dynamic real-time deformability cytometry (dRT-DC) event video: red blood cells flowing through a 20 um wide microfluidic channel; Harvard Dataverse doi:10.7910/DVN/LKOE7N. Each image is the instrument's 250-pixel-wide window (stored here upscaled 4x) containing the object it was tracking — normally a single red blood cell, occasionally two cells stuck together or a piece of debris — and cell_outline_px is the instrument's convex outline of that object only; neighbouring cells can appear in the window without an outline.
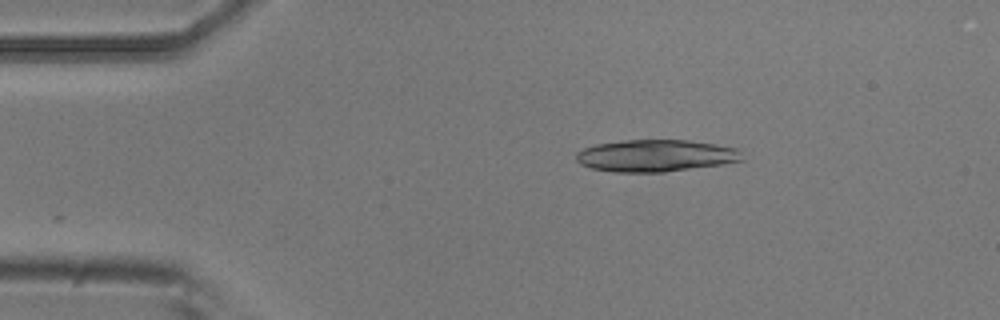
{"species": "common noctule bat (a hibernating species)", "species_latin": "Nyctalus noctula", "temperature_condition": "room temperature", "stored_images_in_passage": 3, "camera_frame_rate_fps": 3000, "um_per_image_px": 0.085, "animal": {"sex": "male", "body_mass_g": 20.5, "forearm_length_mm": 52.5}, "frame": {"image": 1, "passage_image": 3, "time_ms": 0.667, "image_size_px": [1000, 320], "cell_outline_px": [[744, 160], [724, 164], [664, 172], [612, 172], [592, 168], [580, 164], [576, 160], [576, 152], [584, 148], [596, 144], [624, 140], [688, 140], [716, 144], [740, 148]], "centroid_in_image_um": [55.77, 13.23], "position_along_channel_um": 29.2, "area_um2": 31.21}}